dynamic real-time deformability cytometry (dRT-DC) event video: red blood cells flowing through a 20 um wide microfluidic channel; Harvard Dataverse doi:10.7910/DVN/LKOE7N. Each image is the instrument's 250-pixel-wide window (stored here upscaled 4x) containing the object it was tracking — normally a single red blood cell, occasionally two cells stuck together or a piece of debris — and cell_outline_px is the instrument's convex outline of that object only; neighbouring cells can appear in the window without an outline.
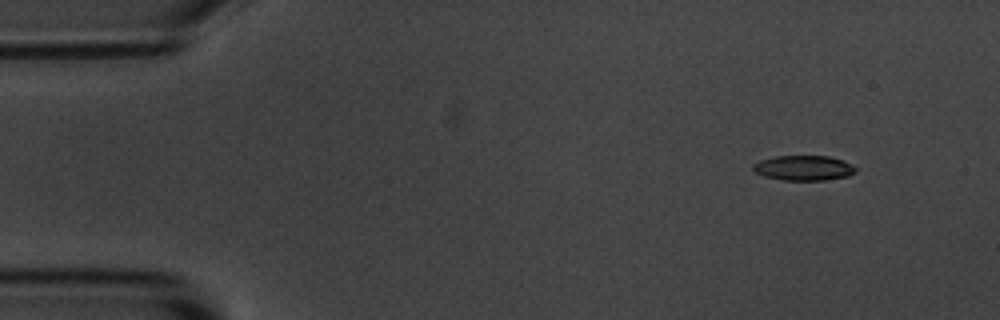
{"species": "common noctule bat (a hibernating species)", "species_latin": "Nyctalus noctula", "temperature_condition": "room temperature", "stored_images_in_passage": 10, "camera_frame_rate_fps": 3000, "um_per_image_px": 0.085, "animal": {"sex": "male", "body_mass_g": 20.1, "forearm_length_mm": 53.5}, "frame": {"image": 1, "passage_image": 2, "time_ms": 1.0, "image_size_px": [1000, 320], "cell_outline_px": [[856, 172], [848, 176], [824, 180], [784, 180], [764, 176], [756, 172], [752, 168], [752, 164], [760, 160], [776, 156], [828, 156], [844, 160], [852, 164], [856, 168]], "centroid_in_image_um": [68.33, 14.27], "position_along_channel_um": 16.7, "area_um2": 14.97}}
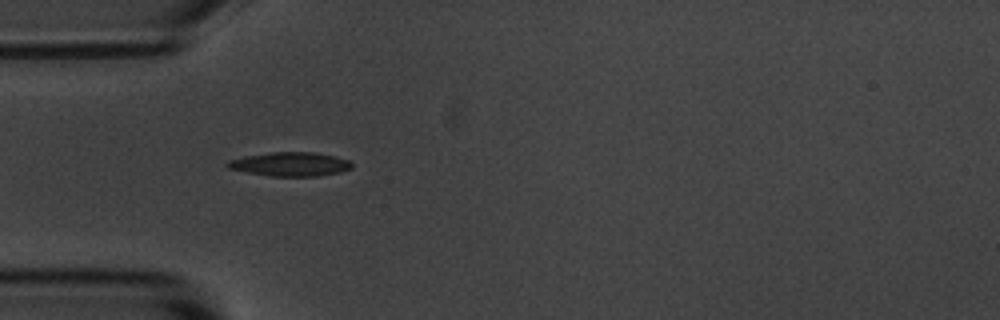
{"frame": {"image": 2, "passage_image": 5, "time_ms": 4.667, "image_size_px": [1000, 320], "cell_outline_px": [[352, 168], [340, 172], [320, 176], [272, 176], [248, 172], [228, 168], [224, 164], [228, 160], [244, 156], [272, 152], [316, 152], [348, 160], [352, 164]], "centroid_in_image_um": [24.65, 13.95], "position_along_channel_um": 60.3, "area_um2": 17.28}}
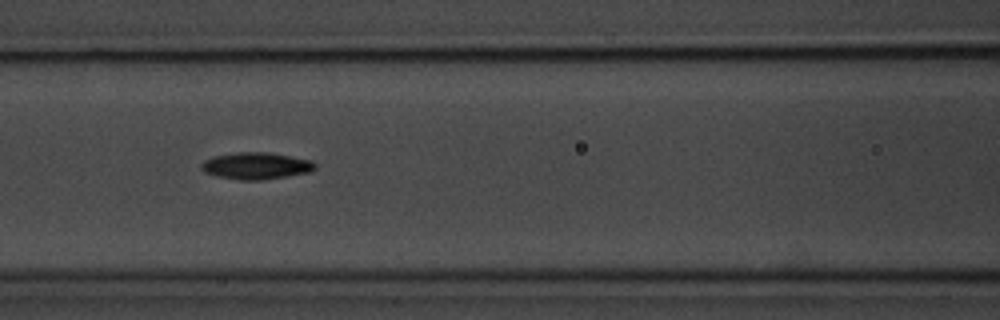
{"frame": {"image": 3, "passage_image": 7, "time_ms": 7.0, "image_size_px": [1000, 320], "cell_outline_px": [[316, 168], [308, 172], [288, 176], [260, 180], [240, 180], [216, 176], [204, 172], [200, 168], [200, 164], [204, 160], [212, 156], [240, 152], [264, 152], [312, 160], [316, 164]], "centroid_in_image_um": [21.73, 14.1], "position_along_channel_um": 144.9, "area_um2": 17.74}}